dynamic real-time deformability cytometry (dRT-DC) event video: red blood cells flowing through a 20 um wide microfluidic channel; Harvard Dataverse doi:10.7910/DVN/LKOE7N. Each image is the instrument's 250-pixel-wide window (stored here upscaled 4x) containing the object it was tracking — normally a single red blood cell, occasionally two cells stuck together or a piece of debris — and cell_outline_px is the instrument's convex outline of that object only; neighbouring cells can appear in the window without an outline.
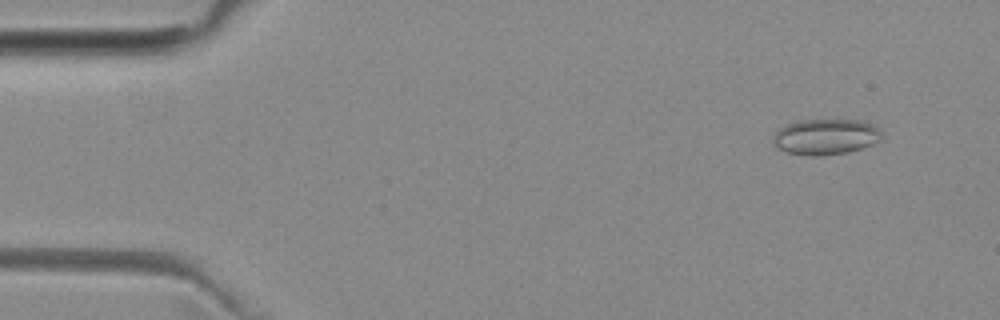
{"species": "common noctule bat (a hibernating species)", "species_latin": "Nyctalus noctula", "temperature_condition": "room temperature", "stored_images_in_passage": 49, "camera_frame_rate_fps": 3000, "um_per_image_px": 0.085, "animal": {"sex": "female", "body_mass_g": 29.2, "forearm_length_mm": 56.3}, "frame": {"image": 1, "passage_image": 2, "time_ms": 0.333, "image_size_px": [1000, 320], "cell_outline_px": [[880, 140], [872, 144], [848, 152], [816, 156], [808, 156], [788, 152], [776, 148], [772, 144], [772, 136], [784, 124], [800, 120], [860, 120], [872, 124], [880, 128]], "centroid_in_image_um": [70.13, 11.62], "position_along_channel_um": 14.9, "area_um2": 22.72}}
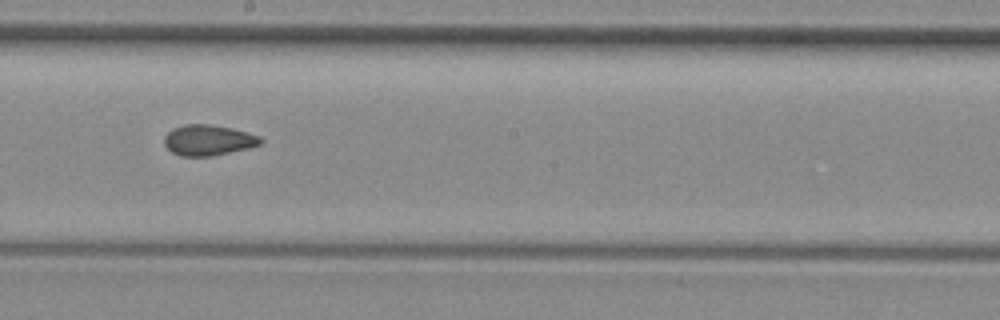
{"frame": {"image": 2, "passage_image": 26, "time_ms": 8.333, "image_size_px": [1000, 320], "cell_outline_px": [[264, 140], [260, 144], [248, 148], [212, 156], [180, 156], [172, 152], [164, 144], [164, 136], [172, 128], [184, 124], [208, 124], [232, 128], [260, 136]], "centroid_in_image_um": [17.69, 11.91], "position_along_channel_um": 230.5, "area_um2": 17.22}}
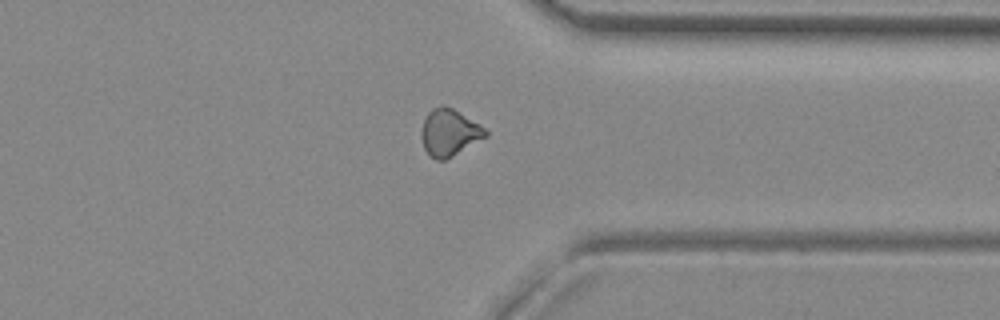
{"frame": {"image": 3, "passage_image": 37, "time_ms": 12.0, "image_size_px": [1000, 320], "cell_outline_px": [[488, 136], [444, 160], [436, 160], [424, 148], [420, 136], [424, 120], [428, 112], [432, 108], [452, 108], [480, 124], [488, 132]], "centroid_in_image_um": [38.2, 11.28], "position_along_channel_um": 373.2, "area_um2": 17.05}, "authors_computed_cell_mechanics": {"area_um2": 17.2244, "velocity_mm_per_s": 3.9928, "shape_relaxation_time_tau1_ms": null, "shape_relaxation_time_tau2_ms": 2.4998, "deformation_change_tau1": null, "deformation_change_tau2": 0.0667}}